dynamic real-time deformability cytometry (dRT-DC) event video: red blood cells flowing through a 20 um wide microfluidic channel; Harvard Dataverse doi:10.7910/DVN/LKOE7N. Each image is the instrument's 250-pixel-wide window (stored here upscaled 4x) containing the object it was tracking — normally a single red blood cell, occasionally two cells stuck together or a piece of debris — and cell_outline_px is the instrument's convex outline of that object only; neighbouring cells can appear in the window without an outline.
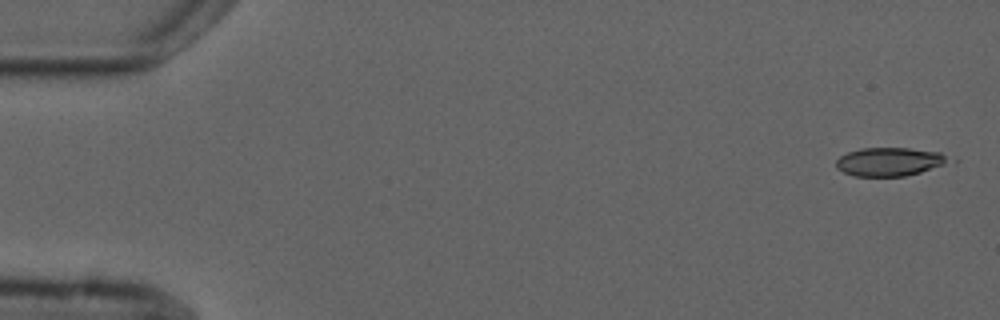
{"species": "common noctule bat (a hibernating species)", "species_latin": "Nyctalus noctula", "temperature_condition": "cold", "stored_images_in_passage": 6, "camera_frame_rate_fps": 3000, "um_per_image_px": 0.085, "animal": {"sex": "male", "forearm_length_mm": 52.5}, "frame": {"image": 1, "passage_image": 1, "time_ms": 0.0, "image_size_px": [1000, 320], "cell_outline_px": [[960, 160], [956, 164], [904, 176], [852, 176], [836, 168], [836, 160], [840, 156], [848, 152], [860, 148], [908, 148], [940, 152]], "centroid_in_image_um": [75.8, 13.75], "position_along_channel_um": 9.2, "area_um2": 19.54}}
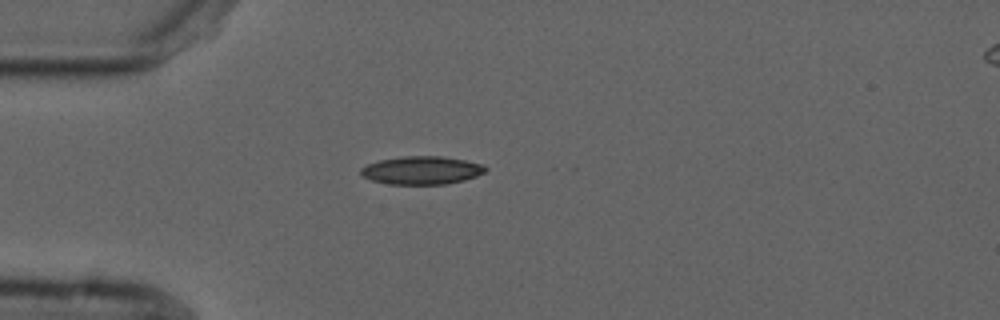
{"frame": {"image": 2, "passage_image": 4, "time_ms": 4.333, "image_size_px": [1000, 320], "cell_outline_px": [[488, 168], [484, 172], [476, 176], [464, 180], [444, 184], [388, 184], [372, 180], [364, 176], [360, 172], [360, 168], [368, 164], [380, 160], [404, 156], [440, 156], [464, 160], [484, 164]], "centroid_in_image_um": [35.86, 14.47], "position_along_channel_um": 49.1, "area_um2": 20.29}}